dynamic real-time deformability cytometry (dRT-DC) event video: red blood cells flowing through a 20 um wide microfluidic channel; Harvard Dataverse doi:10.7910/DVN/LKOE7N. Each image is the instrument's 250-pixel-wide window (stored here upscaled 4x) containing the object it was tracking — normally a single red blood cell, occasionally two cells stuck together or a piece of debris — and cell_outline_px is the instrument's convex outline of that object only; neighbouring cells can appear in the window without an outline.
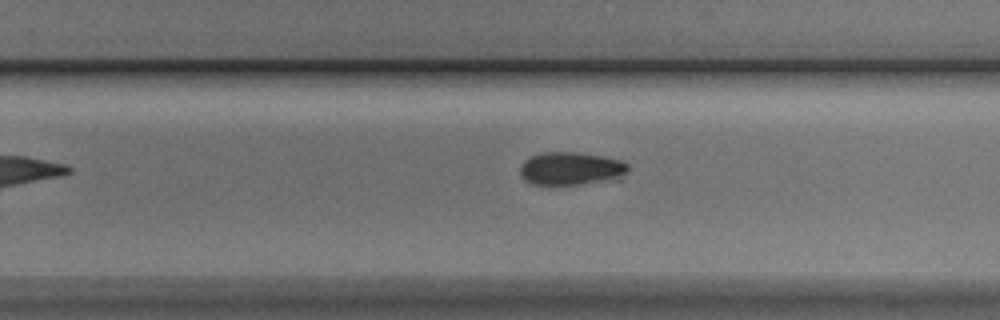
{"species": "Egyptian fruit bat (a non-hibernating species)", "species_latin": "Rousettus aegyptiacus", "temperature_condition": "cold", "stored_images_in_passage": 10, "segment_of_instrument_passage": [2, 2], "camera_frame_rate_fps": 3000, "um_per_image_px": 0.085, "animal": {"sex": "male"}, "frame": {"image": 1, "passage_image": 10, "time_ms": 11.333, "image_size_px": [1000, 320], "cell_outline_px": [[628, 172], [620, 180], [556, 188], [532, 184], [524, 180], [520, 176], [520, 164], [528, 156], [540, 152], [576, 152], [600, 156], [620, 160], [628, 164]], "centroid_in_image_um": [48.5, 14.39], "position_along_channel_um": 281.3, "area_um2": 22.14}}